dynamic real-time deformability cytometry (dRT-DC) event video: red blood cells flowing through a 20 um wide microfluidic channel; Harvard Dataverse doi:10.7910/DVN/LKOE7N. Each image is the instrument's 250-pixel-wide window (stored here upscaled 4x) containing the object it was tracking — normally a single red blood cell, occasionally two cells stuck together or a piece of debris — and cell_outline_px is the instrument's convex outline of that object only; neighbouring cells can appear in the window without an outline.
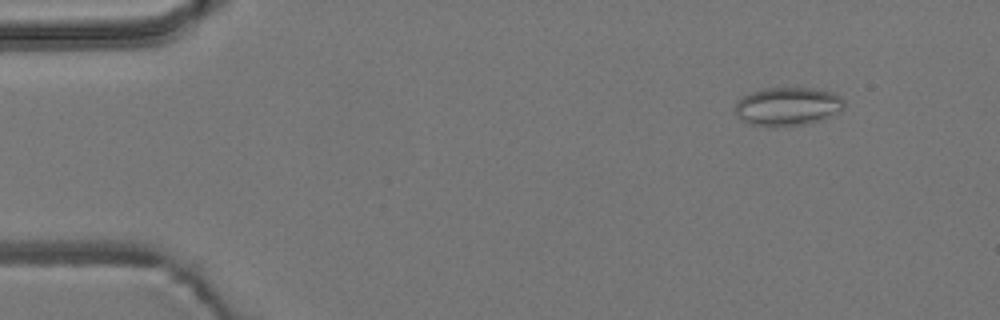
{"species": "common noctule bat (a hibernating species)", "species_latin": "Nyctalus noctula", "temperature_condition": "room temperature", "stored_images_in_passage": 4, "camera_frame_rate_fps": 3000, "um_per_image_px": 0.085, "animal": {"sex": "male", "body_mass_g": 19.2, "forearm_length_mm": 51.8}, "frame": {"image": 1, "passage_image": 2, "time_ms": 1.0, "image_size_px": [1000, 320], "cell_outline_px": [[844, 108], [840, 112], [832, 116], [820, 120], [804, 124], [772, 128], [748, 124], [736, 116], [736, 100], [752, 92], [764, 88], [812, 88], [836, 92], [844, 100]], "centroid_in_image_um": [66.96, 9.06], "position_along_channel_um": 18.0, "area_um2": 24.91}}